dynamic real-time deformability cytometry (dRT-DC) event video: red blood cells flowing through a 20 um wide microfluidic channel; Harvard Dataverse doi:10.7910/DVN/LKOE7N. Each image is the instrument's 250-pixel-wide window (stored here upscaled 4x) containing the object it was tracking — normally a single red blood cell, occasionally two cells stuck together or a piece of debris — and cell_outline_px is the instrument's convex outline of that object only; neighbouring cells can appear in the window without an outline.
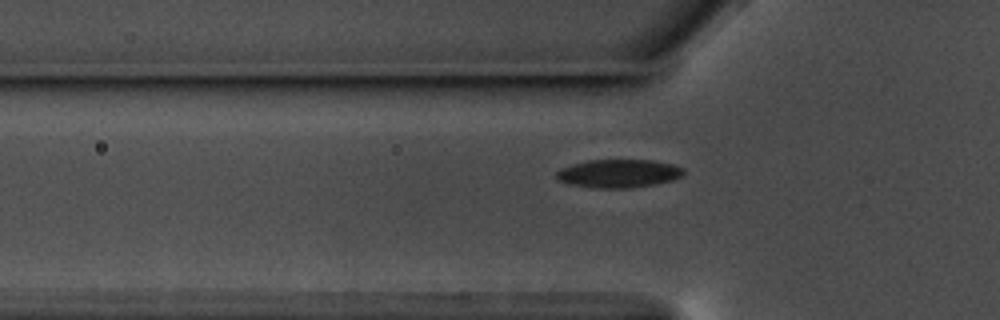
{"species": "common noctule bat (a hibernating species)", "species_latin": "Nyctalus noctula", "temperature_condition": "warm", "stored_images_in_passage": 40, "camera_frame_rate_fps": 3000, "um_per_image_px": 0.085, "animal": {"sex": "male", "body_mass_g": 17.5, "forearm_length_mm": 52.3}, "frame": {"image": 1, "passage_image": 5, "time_ms": 1.333, "image_size_px": [1000, 320], "cell_outline_px": [[684, 172], [680, 176], [672, 180], [656, 184], [628, 188], [596, 188], [568, 184], [556, 180], [556, 172], [560, 168], [572, 164], [588, 160], [652, 160], [672, 164], [684, 168]], "centroid_in_image_um": [52.54, 14.75], "position_along_channel_um": 73.3, "area_um2": 21.04}}
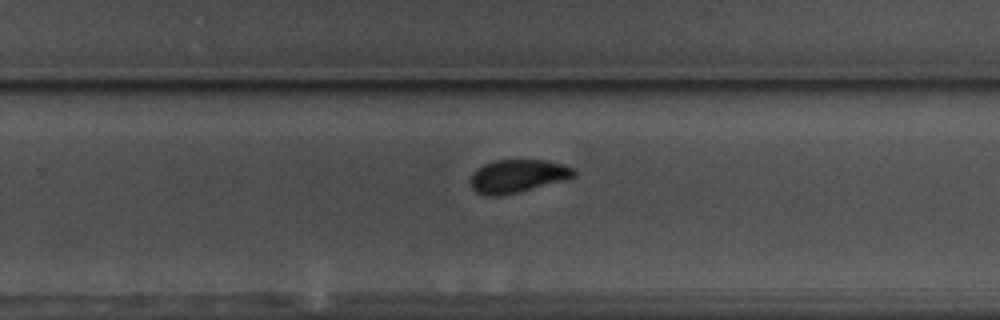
{"frame": {"image": 2, "passage_image": 23, "time_ms": 7.333, "image_size_px": [1000, 320], "cell_outline_px": [[576, 176], [568, 180], [520, 192], [500, 196], [488, 196], [476, 192], [472, 188], [472, 172], [476, 168], [484, 164], [496, 160], [544, 160], [560, 164], [572, 168], [576, 172]], "centroid_in_image_um": [44.01, 14.98], "position_along_channel_um": 285.8, "area_um2": 20.06}}
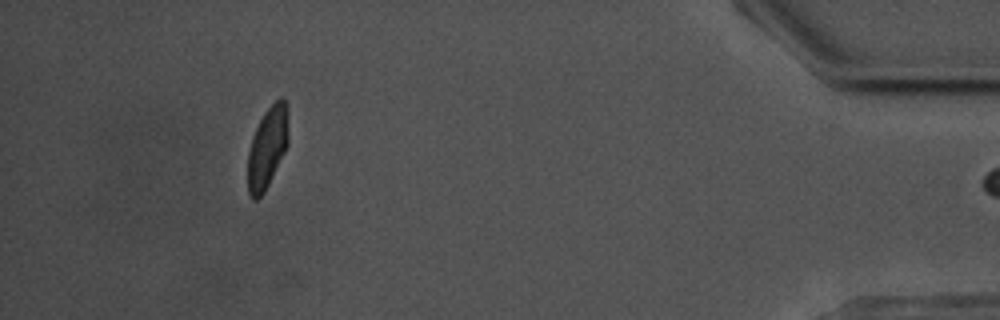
{"frame": {"image": 3, "passage_image": 39, "time_ms": 12.667, "image_size_px": [1000, 320], "cell_outline_px": [[288, 144], [264, 192], [256, 200], [252, 200], [248, 192], [248, 152], [252, 136], [264, 112], [280, 96], [284, 100], [288, 108]], "centroid_in_image_um": [22.73, 12.52], "position_along_channel_um": 412.5, "area_um2": 19.13}}